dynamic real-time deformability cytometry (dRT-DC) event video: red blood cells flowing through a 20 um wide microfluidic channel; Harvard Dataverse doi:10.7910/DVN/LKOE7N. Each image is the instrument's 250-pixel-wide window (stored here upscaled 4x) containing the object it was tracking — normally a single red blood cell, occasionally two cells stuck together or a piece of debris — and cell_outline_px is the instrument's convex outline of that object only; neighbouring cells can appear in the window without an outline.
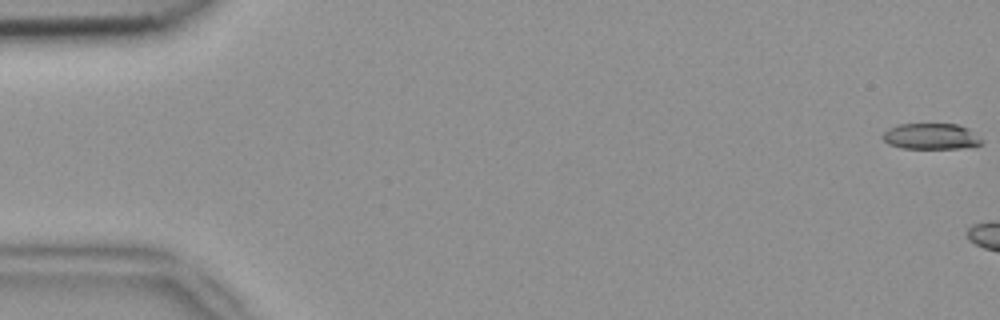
{"species": "common noctule bat (a hibernating species)", "species_latin": "Nyctalus noctula", "temperature_condition": "room temperature", "stored_images_in_passage": 6, "camera_frame_rate_fps": 3000, "um_per_image_px": 0.085, "animal": {"sex": "female", "body_mass_g": 18.4}, "frame": {"image": 1, "passage_image": 1, "time_ms": 0.0, "image_size_px": [1000, 320], "cell_outline_px": [[984, 144], [972, 148], [900, 148], [888, 144], [880, 136], [888, 128], [900, 124], [956, 124], [968, 128], [984, 140]], "centroid_in_image_um": [79.18, 11.6], "position_along_channel_um": 5.8, "area_um2": 15.26}}